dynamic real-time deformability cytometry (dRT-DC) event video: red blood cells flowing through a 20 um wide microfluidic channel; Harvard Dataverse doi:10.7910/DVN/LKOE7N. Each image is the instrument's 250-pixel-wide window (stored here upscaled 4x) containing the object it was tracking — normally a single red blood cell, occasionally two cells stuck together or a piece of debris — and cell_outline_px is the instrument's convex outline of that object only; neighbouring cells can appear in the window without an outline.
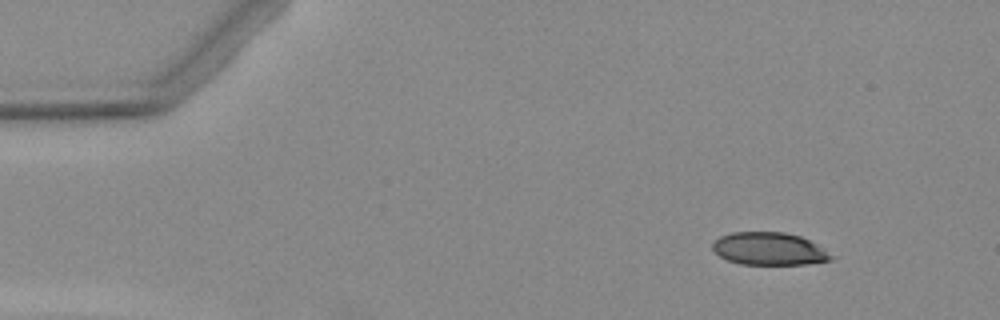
{"species": "Egyptian fruit bat (a non-hibernating species)", "species_latin": "Rousettus aegyptiacus", "temperature_condition": "warm", "stored_images_in_passage": 4, "camera_frame_rate_fps": 3000, "um_per_image_px": 0.085, "animal": {"sex": "female"}, "frame": {"image": 1, "passage_image": 1, "time_ms": 0.0, "image_size_px": [1000, 320], "cell_outline_px": [[836, 256], [832, 260], [808, 264], [740, 264], [728, 260], [720, 256], [712, 248], [712, 244], [720, 236], [732, 232], [784, 232], [800, 236], [816, 244]], "centroid_in_image_um": [65.4, 21.15], "position_along_channel_um": 19.6, "area_um2": 22.54}}
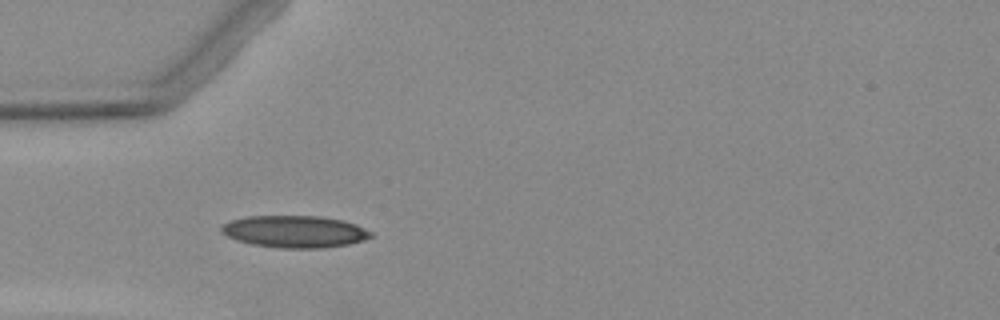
{"frame": {"image": 2, "passage_image": 3, "time_ms": 3.333, "image_size_px": [1000, 320], "cell_outline_px": [[376, 236], [364, 240], [348, 244], [320, 248], [280, 248], [252, 244], [236, 240], [220, 232], [220, 228], [224, 224], [232, 220], [248, 216], [320, 216], [344, 220], [356, 224], [372, 232]], "centroid_in_image_um": [25.08, 19.68], "position_along_channel_um": 59.9, "area_um2": 27.98}}
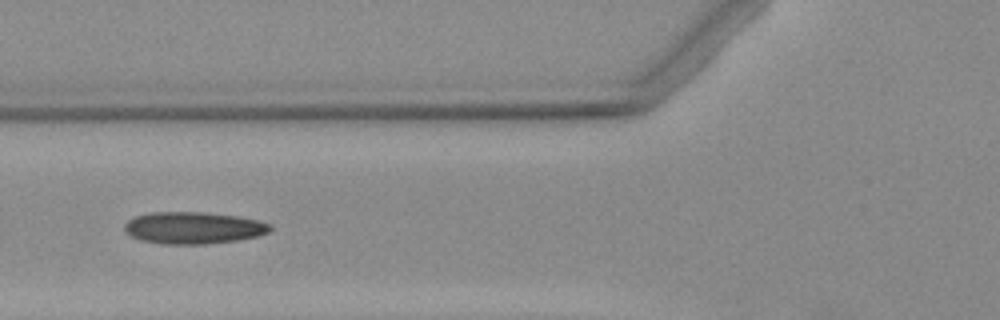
{"frame": {"image": 3, "passage_image": 4, "time_ms": 4.667, "image_size_px": [1000, 320], "cell_outline_px": [[272, 228], [268, 232], [256, 236], [236, 240], [204, 244], [160, 244], [140, 240], [132, 236], [124, 228], [124, 224], [128, 220], [136, 216], [152, 212], [204, 212], [236, 216], [256, 220], [272, 224]], "centroid_in_image_um": [16.42, 19.36], "position_along_channel_um": 109.4, "area_um2": 26.93}}